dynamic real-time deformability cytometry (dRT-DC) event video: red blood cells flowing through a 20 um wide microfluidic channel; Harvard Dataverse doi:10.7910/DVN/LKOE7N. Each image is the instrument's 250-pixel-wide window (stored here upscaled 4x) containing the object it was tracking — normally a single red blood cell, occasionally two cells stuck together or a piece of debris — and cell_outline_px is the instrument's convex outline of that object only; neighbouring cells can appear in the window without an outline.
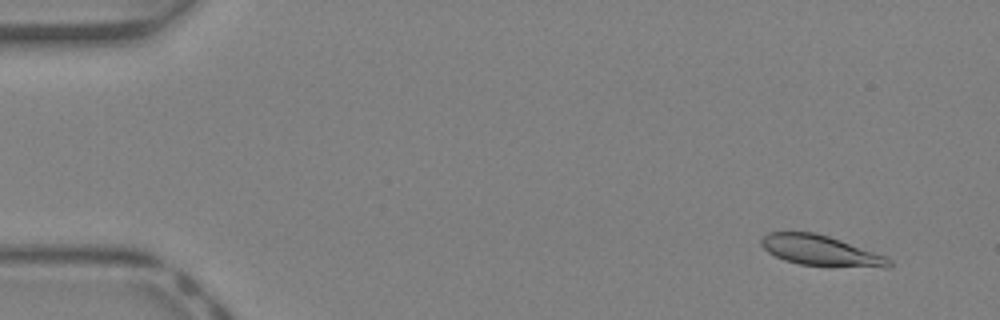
{"species": "Egyptian fruit bat (a non-hibernating species)", "species_latin": "Rousettus aegyptiacus", "temperature_condition": "warm", "stored_images_in_passage": 42, "camera_frame_rate_fps": 3000, "um_per_image_px": 0.085, "animal": {"sex": "female"}, "frame": {"image": 1, "passage_image": 4, "time_ms": 1.0, "image_size_px": [1000, 320], "cell_outline_px": [[892, 264], [888, 268], [828, 268], [800, 264], [784, 260], [768, 252], [760, 244], [760, 240], [768, 232], [816, 232], [840, 240], [884, 256], [892, 260]], "centroid_in_image_um": [69.79, 21.34], "position_along_channel_um": 15.2, "area_um2": 23.12}}
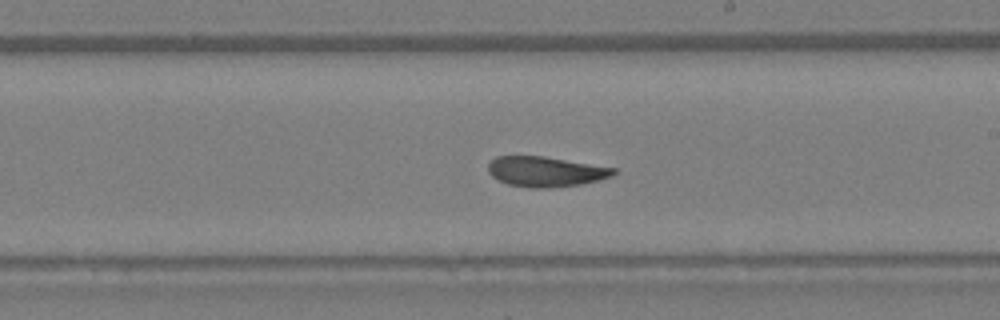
{"frame": {"image": 2, "passage_image": 25, "time_ms": 8.0, "image_size_px": [1000, 320], "cell_outline_px": [[616, 172], [612, 176], [580, 184], [548, 188], [528, 188], [508, 184], [492, 176], [488, 172], [488, 164], [496, 156], [544, 156], [616, 168]], "centroid_in_image_um": [46.36, 14.58], "position_along_channel_um": 242.6, "area_um2": 21.91}}
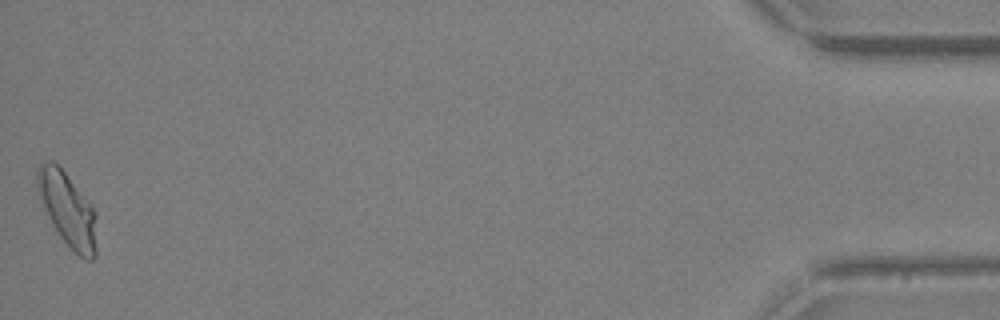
{"frame": {"image": 3, "passage_image": 42, "time_ms": 13.667, "image_size_px": [1000, 320], "cell_outline_px": [[96, 256], [92, 260], [84, 260], [60, 236], [52, 224], [48, 216], [40, 196], [36, 184], [36, 172], [40, 164], [44, 160], [52, 160], [64, 172], [84, 196], [96, 212]], "centroid_in_image_um": [5.75, 17.8], "position_along_channel_um": 429.4, "area_um2": 25.09}, "authors_computed_cell_mechanics": {"area_um2": 22.7443, "velocity_mm_per_s": 4.9806, "shape_relaxation_time_tau1_ms": 3.3416, "shape_relaxation_time_tau2_ms": 1.4544, "deformation_change_tau1": 0.1615, "deformation_change_tau2": 0.082}}